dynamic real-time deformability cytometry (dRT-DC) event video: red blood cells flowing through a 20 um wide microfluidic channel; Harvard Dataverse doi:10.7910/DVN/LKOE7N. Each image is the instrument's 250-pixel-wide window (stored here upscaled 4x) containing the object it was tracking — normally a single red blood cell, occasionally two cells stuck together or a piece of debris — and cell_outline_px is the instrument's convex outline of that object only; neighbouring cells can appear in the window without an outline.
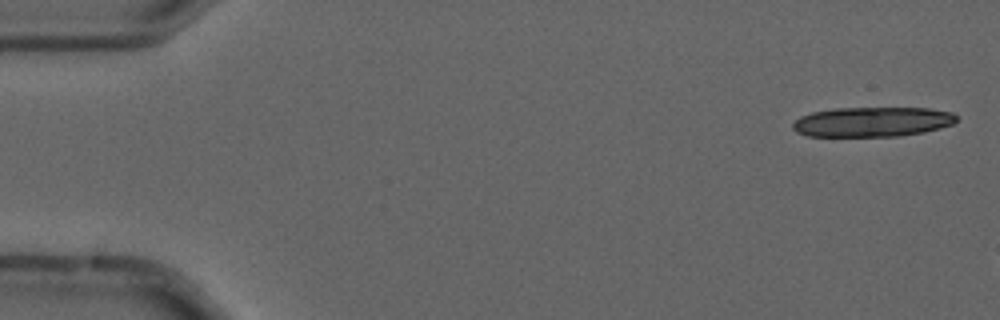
{"species": "common noctule bat (a hibernating species)", "species_latin": "Nyctalus noctula", "temperature_condition": "cold", "stored_images_in_passage": 4, "camera_frame_rate_fps": 3000, "um_per_image_px": 0.085, "animal": {"sex": "male", "forearm_length_mm": 52.5}, "frame": {"image": 1, "passage_image": 1, "time_ms": 0.0, "image_size_px": [1000, 320], "cell_outline_px": [[956, 120], [952, 124], [940, 128], [924, 132], [900, 136], [808, 136], [796, 132], [792, 128], [792, 124], [800, 116], [812, 112], [836, 108], [928, 108], [952, 112], [956, 116]], "centroid_in_image_um": [74.13, 10.36], "position_along_channel_um": 10.9, "area_um2": 28.44}}